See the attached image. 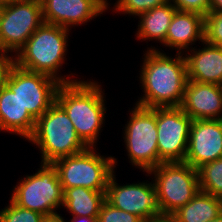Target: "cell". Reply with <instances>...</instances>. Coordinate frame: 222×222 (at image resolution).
Instances as JSON below:
<instances>
[{
    "label": "cell",
    "instance_id": "2",
    "mask_svg": "<svg viewBox=\"0 0 222 222\" xmlns=\"http://www.w3.org/2000/svg\"><path fill=\"white\" fill-rule=\"evenodd\" d=\"M94 80L62 83L56 102L72 121L77 136L87 147H95L105 124L106 106L104 89Z\"/></svg>",
    "mask_w": 222,
    "mask_h": 222
},
{
    "label": "cell",
    "instance_id": "9",
    "mask_svg": "<svg viewBox=\"0 0 222 222\" xmlns=\"http://www.w3.org/2000/svg\"><path fill=\"white\" fill-rule=\"evenodd\" d=\"M43 22L40 0H13L0 5V47L15 55Z\"/></svg>",
    "mask_w": 222,
    "mask_h": 222
},
{
    "label": "cell",
    "instance_id": "29",
    "mask_svg": "<svg viewBox=\"0 0 222 222\" xmlns=\"http://www.w3.org/2000/svg\"><path fill=\"white\" fill-rule=\"evenodd\" d=\"M41 222H65V219L61 216V214H53L44 216Z\"/></svg>",
    "mask_w": 222,
    "mask_h": 222
},
{
    "label": "cell",
    "instance_id": "17",
    "mask_svg": "<svg viewBox=\"0 0 222 222\" xmlns=\"http://www.w3.org/2000/svg\"><path fill=\"white\" fill-rule=\"evenodd\" d=\"M205 17L195 13L176 10L167 30L166 47L177 53H186L193 44L204 42ZM185 51V52H184Z\"/></svg>",
    "mask_w": 222,
    "mask_h": 222
},
{
    "label": "cell",
    "instance_id": "22",
    "mask_svg": "<svg viewBox=\"0 0 222 222\" xmlns=\"http://www.w3.org/2000/svg\"><path fill=\"white\" fill-rule=\"evenodd\" d=\"M197 170L200 190L222 199V158L205 163Z\"/></svg>",
    "mask_w": 222,
    "mask_h": 222
},
{
    "label": "cell",
    "instance_id": "34",
    "mask_svg": "<svg viewBox=\"0 0 222 222\" xmlns=\"http://www.w3.org/2000/svg\"><path fill=\"white\" fill-rule=\"evenodd\" d=\"M13 0H0V5L10 3Z\"/></svg>",
    "mask_w": 222,
    "mask_h": 222
},
{
    "label": "cell",
    "instance_id": "15",
    "mask_svg": "<svg viewBox=\"0 0 222 222\" xmlns=\"http://www.w3.org/2000/svg\"><path fill=\"white\" fill-rule=\"evenodd\" d=\"M182 110L193 120L222 118V86L187 80Z\"/></svg>",
    "mask_w": 222,
    "mask_h": 222
},
{
    "label": "cell",
    "instance_id": "19",
    "mask_svg": "<svg viewBox=\"0 0 222 222\" xmlns=\"http://www.w3.org/2000/svg\"><path fill=\"white\" fill-rule=\"evenodd\" d=\"M177 8L168 1L164 5L157 6L150 11L141 13L138 22L136 39L161 43L166 47V35L172 17Z\"/></svg>",
    "mask_w": 222,
    "mask_h": 222
},
{
    "label": "cell",
    "instance_id": "21",
    "mask_svg": "<svg viewBox=\"0 0 222 222\" xmlns=\"http://www.w3.org/2000/svg\"><path fill=\"white\" fill-rule=\"evenodd\" d=\"M106 191H95L81 186L65 189L63 205L72 216L98 218L99 210L105 201Z\"/></svg>",
    "mask_w": 222,
    "mask_h": 222
},
{
    "label": "cell",
    "instance_id": "3",
    "mask_svg": "<svg viewBox=\"0 0 222 222\" xmlns=\"http://www.w3.org/2000/svg\"><path fill=\"white\" fill-rule=\"evenodd\" d=\"M69 31L70 29L43 22L14 55L15 64L32 72L49 75L61 83L79 81L71 79L75 76L72 73L59 75L67 60Z\"/></svg>",
    "mask_w": 222,
    "mask_h": 222
},
{
    "label": "cell",
    "instance_id": "1",
    "mask_svg": "<svg viewBox=\"0 0 222 222\" xmlns=\"http://www.w3.org/2000/svg\"><path fill=\"white\" fill-rule=\"evenodd\" d=\"M142 59L139 80L144 94L135 104L146 108L181 106L188 80L183 54L176 53L174 58L151 45Z\"/></svg>",
    "mask_w": 222,
    "mask_h": 222
},
{
    "label": "cell",
    "instance_id": "5",
    "mask_svg": "<svg viewBox=\"0 0 222 222\" xmlns=\"http://www.w3.org/2000/svg\"><path fill=\"white\" fill-rule=\"evenodd\" d=\"M147 174L154 175L152 179L162 217H170L200 191L198 170L185 162H162Z\"/></svg>",
    "mask_w": 222,
    "mask_h": 222
},
{
    "label": "cell",
    "instance_id": "24",
    "mask_svg": "<svg viewBox=\"0 0 222 222\" xmlns=\"http://www.w3.org/2000/svg\"><path fill=\"white\" fill-rule=\"evenodd\" d=\"M5 208L0 209L2 222H41L44 218L39 212L19 207L11 200Z\"/></svg>",
    "mask_w": 222,
    "mask_h": 222
},
{
    "label": "cell",
    "instance_id": "12",
    "mask_svg": "<svg viewBox=\"0 0 222 222\" xmlns=\"http://www.w3.org/2000/svg\"><path fill=\"white\" fill-rule=\"evenodd\" d=\"M115 171L111 175L105 193V200L117 209L132 213L144 222L161 218L153 180L120 185ZM149 182V183H148Z\"/></svg>",
    "mask_w": 222,
    "mask_h": 222
},
{
    "label": "cell",
    "instance_id": "32",
    "mask_svg": "<svg viewBox=\"0 0 222 222\" xmlns=\"http://www.w3.org/2000/svg\"><path fill=\"white\" fill-rule=\"evenodd\" d=\"M150 222H174L170 217H161Z\"/></svg>",
    "mask_w": 222,
    "mask_h": 222
},
{
    "label": "cell",
    "instance_id": "13",
    "mask_svg": "<svg viewBox=\"0 0 222 222\" xmlns=\"http://www.w3.org/2000/svg\"><path fill=\"white\" fill-rule=\"evenodd\" d=\"M45 23L67 29L81 26L107 12V0H40ZM72 26V27H71Z\"/></svg>",
    "mask_w": 222,
    "mask_h": 222
},
{
    "label": "cell",
    "instance_id": "20",
    "mask_svg": "<svg viewBox=\"0 0 222 222\" xmlns=\"http://www.w3.org/2000/svg\"><path fill=\"white\" fill-rule=\"evenodd\" d=\"M220 214H222V199L200 190L170 218L174 222H210Z\"/></svg>",
    "mask_w": 222,
    "mask_h": 222
},
{
    "label": "cell",
    "instance_id": "8",
    "mask_svg": "<svg viewBox=\"0 0 222 222\" xmlns=\"http://www.w3.org/2000/svg\"><path fill=\"white\" fill-rule=\"evenodd\" d=\"M134 105L123 126V139L129 163L147 173L159 165L156 108Z\"/></svg>",
    "mask_w": 222,
    "mask_h": 222
},
{
    "label": "cell",
    "instance_id": "25",
    "mask_svg": "<svg viewBox=\"0 0 222 222\" xmlns=\"http://www.w3.org/2000/svg\"><path fill=\"white\" fill-rule=\"evenodd\" d=\"M204 42L222 47V12H209L205 16Z\"/></svg>",
    "mask_w": 222,
    "mask_h": 222
},
{
    "label": "cell",
    "instance_id": "10",
    "mask_svg": "<svg viewBox=\"0 0 222 222\" xmlns=\"http://www.w3.org/2000/svg\"><path fill=\"white\" fill-rule=\"evenodd\" d=\"M61 84L49 75L29 71L16 64L6 79V86L18 96L24 109H27L35 120L56 102V94Z\"/></svg>",
    "mask_w": 222,
    "mask_h": 222
},
{
    "label": "cell",
    "instance_id": "7",
    "mask_svg": "<svg viewBox=\"0 0 222 222\" xmlns=\"http://www.w3.org/2000/svg\"><path fill=\"white\" fill-rule=\"evenodd\" d=\"M40 164L35 174L26 175L17 182L10 200L21 208L44 216L57 214L56 210L62 208L64 193L57 169L53 164Z\"/></svg>",
    "mask_w": 222,
    "mask_h": 222
},
{
    "label": "cell",
    "instance_id": "18",
    "mask_svg": "<svg viewBox=\"0 0 222 222\" xmlns=\"http://www.w3.org/2000/svg\"><path fill=\"white\" fill-rule=\"evenodd\" d=\"M36 120L24 109L18 96L6 85L0 90V132L25 138L33 134Z\"/></svg>",
    "mask_w": 222,
    "mask_h": 222
},
{
    "label": "cell",
    "instance_id": "30",
    "mask_svg": "<svg viewBox=\"0 0 222 222\" xmlns=\"http://www.w3.org/2000/svg\"><path fill=\"white\" fill-rule=\"evenodd\" d=\"M98 218L93 217H84V216H72V219H70L68 222H97ZM65 222H67L65 220Z\"/></svg>",
    "mask_w": 222,
    "mask_h": 222
},
{
    "label": "cell",
    "instance_id": "26",
    "mask_svg": "<svg viewBox=\"0 0 222 222\" xmlns=\"http://www.w3.org/2000/svg\"><path fill=\"white\" fill-rule=\"evenodd\" d=\"M97 222H144L140 217L117 209L106 200L99 210Z\"/></svg>",
    "mask_w": 222,
    "mask_h": 222
},
{
    "label": "cell",
    "instance_id": "14",
    "mask_svg": "<svg viewBox=\"0 0 222 222\" xmlns=\"http://www.w3.org/2000/svg\"><path fill=\"white\" fill-rule=\"evenodd\" d=\"M222 158L221 119L193 120L184 162L195 169Z\"/></svg>",
    "mask_w": 222,
    "mask_h": 222
},
{
    "label": "cell",
    "instance_id": "16",
    "mask_svg": "<svg viewBox=\"0 0 222 222\" xmlns=\"http://www.w3.org/2000/svg\"><path fill=\"white\" fill-rule=\"evenodd\" d=\"M202 49L194 47L183 54L187 79L222 86V47L202 42ZM192 52V53H191Z\"/></svg>",
    "mask_w": 222,
    "mask_h": 222
},
{
    "label": "cell",
    "instance_id": "23",
    "mask_svg": "<svg viewBox=\"0 0 222 222\" xmlns=\"http://www.w3.org/2000/svg\"><path fill=\"white\" fill-rule=\"evenodd\" d=\"M168 1L170 0H117L113 5V12L116 14L122 13L129 16H139L141 13L164 5Z\"/></svg>",
    "mask_w": 222,
    "mask_h": 222
},
{
    "label": "cell",
    "instance_id": "11",
    "mask_svg": "<svg viewBox=\"0 0 222 222\" xmlns=\"http://www.w3.org/2000/svg\"><path fill=\"white\" fill-rule=\"evenodd\" d=\"M193 119L179 107H157V146L162 162H184Z\"/></svg>",
    "mask_w": 222,
    "mask_h": 222
},
{
    "label": "cell",
    "instance_id": "28",
    "mask_svg": "<svg viewBox=\"0 0 222 222\" xmlns=\"http://www.w3.org/2000/svg\"><path fill=\"white\" fill-rule=\"evenodd\" d=\"M0 47V90L6 85L9 72L15 64L12 52ZM11 55V56H10Z\"/></svg>",
    "mask_w": 222,
    "mask_h": 222
},
{
    "label": "cell",
    "instance_id": "33",
    "mask_svg": "<svg viewBox=\"0 0 222 222\" xmlns=\"http://www.w3.org/2000/svg\"><path fill=\"white\" fill-rule=\"evenodd\" d=\"M210 222H222V214H220L217 218H215L214 220Z\"/></svg>",
    "mask_w": 222,
    "mask_h": 222
},
{
    "label": "cell",
    "instance_id": "27",
    "mask_svg": "<svg viewBox=\"0 0 222 222\" xmlns=\"http://www.w3.org/2000/svg\"><path fill=\"white\" fill-rule=\"evenodd\" d=\"M180 11L195 12L206 16L210 12V0H170Z\"/></svg>",
    "mask_w": 222,
    "mask_h": 222
},
{
    "label": "cell",
    "instance_id": "4",
    "mask_svg": "<svg viewBox=\"0 0 222 222\" xmlns=\"http://www.w3.org/2000/svg\"><path fill=\"white\" fill-rule=\"evenodd\" d=\"M27 141L39 148L41 163L46 164H52L87 148L77 136L72 121L57 102L36 120L33 134Z\"/></svg>",
    "mask_w": 222,
    "mask_h": 222
},
{
    "label": "cell",
    "instance_id": "31",
    "mask_svg": "<svg viewBox=\"0 0 222 222\" xmlns=\"http://www.w3.org/2000/svg\"><path fill=\"white\" fill-rule=\"evenodd\" d=\"M210 12H222V0H210Z\"/></svg>",
    "mask_w": 222,
    "mask_h": 222
},
{
    "label": "cell",
    "instance_id": "6",
    "mask_svg": "<svg viewBox=\"0 0 222 222\" xmlns=\"http://www.w3.org/2000/svg\"><path fill=\"white\" fill-rule=\"evenodd\" d=\"M96 147H87L84 151L56 160L53 166L63 191L81 186L95 191H106L108 181L113 174L117 159L103 156Z\"/></svg>",
    "mask_w": 222,
    "mask_h": 222
}]
</instances>
